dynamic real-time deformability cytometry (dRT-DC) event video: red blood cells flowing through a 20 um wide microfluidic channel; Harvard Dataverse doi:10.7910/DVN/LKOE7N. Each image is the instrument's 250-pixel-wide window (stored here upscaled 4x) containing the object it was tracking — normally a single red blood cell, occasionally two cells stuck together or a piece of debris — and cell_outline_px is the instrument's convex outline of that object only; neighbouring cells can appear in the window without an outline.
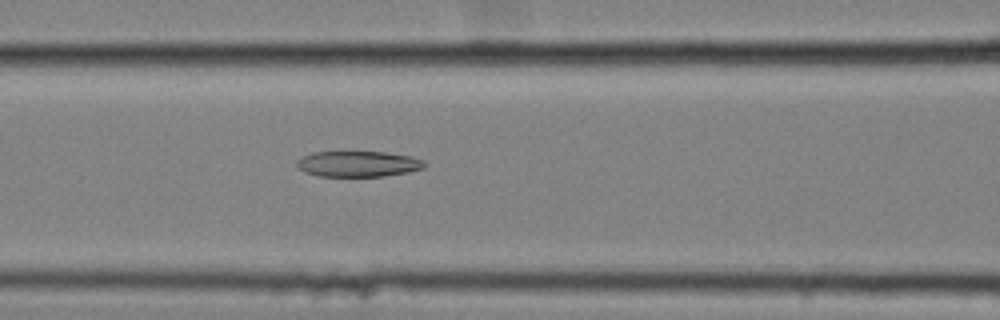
{"species": "common noctule bat (a hibernating species)", "species_latin": "Nyctalus noctula", "temperature_condition": "cold", "stored_images_in_passage": 20, "camera_frame_rate_fps": 3000, "um_per_image_px": 0.085, "animal": {"sex": "female", "body_mass_g": 25.1}, "frame": {"image": 1, "passage_image": 14, "time_ms": 4.333, "image_size_px": [1000, 320], "cell_outline_px": [[424, 168], [408, 172], [384, 176], [316, 176], [304, 172], [296, 168], [296, 160], [312, 152], [384, 152], [412, 156], [424, 160]], "centroid_in_image_um": [30.41, 13.93], "position_along_channel_um": 136.2, "area_um2": 19.25}}